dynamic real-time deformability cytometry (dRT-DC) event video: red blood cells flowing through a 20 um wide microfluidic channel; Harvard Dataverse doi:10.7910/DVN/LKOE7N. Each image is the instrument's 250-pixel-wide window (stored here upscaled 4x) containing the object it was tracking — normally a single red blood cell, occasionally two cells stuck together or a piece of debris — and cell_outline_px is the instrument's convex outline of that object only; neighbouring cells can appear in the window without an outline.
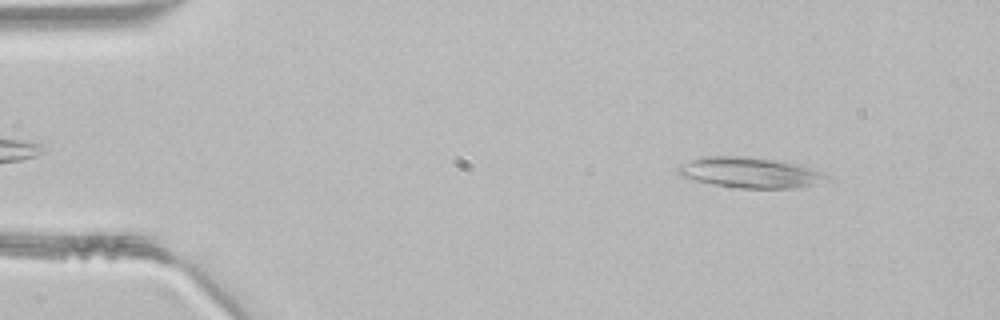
{"species": "common noctule bat (a hibernating species)", "species_latin": "Nyctalus noctula", "temperature_condition": "room temperature", "stored_images_in_passage": 46, "camera_frame_rate_fps": 3000, "um_per_image_px": 0.085, "animal": {"sex": "male", "body_mass_g": 21.5, "forearm_length_mm": 52.0}, "frame": {"image": 1, "passage_image": 5, "time_ms": 1.333, "image_size_px": [1000, 320], "cell_outline_px": [[828, 176], [812, 184], [800, 188], [740, 188], [712, 184], [680, 176], [676, 172], [676, 168], [680, 164], [704, 156], [748, 156], [776, 160], [812, 168], [824, 172]], "centroid_in_image_um": [63.67, 14.66], "position_along_channel_um": 21.3, "area_um2": 26.18}}
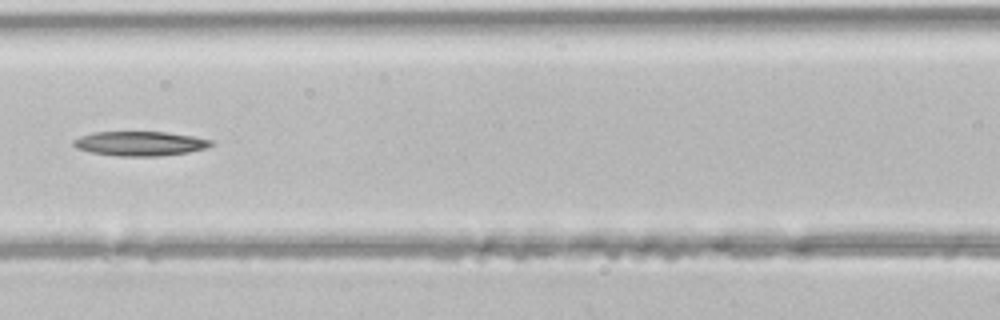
{"frame": {"image": 2, "passage_image": 20, "time_ms": 6.333, "image_size_px": [1000, 320], "cell_outline_px": [[216, 144], [204, 148], [188, 152], [156, 156], [120, 156], [92, 152], [76, 148], [72, 144], [72, 140], [80, 136], [92, 132], [168, 132], [216, 140]], "centroid_in_image_um": [11.92, 12.19], "position_along_channel_um": 154.7, "area_um2": 19.65}}
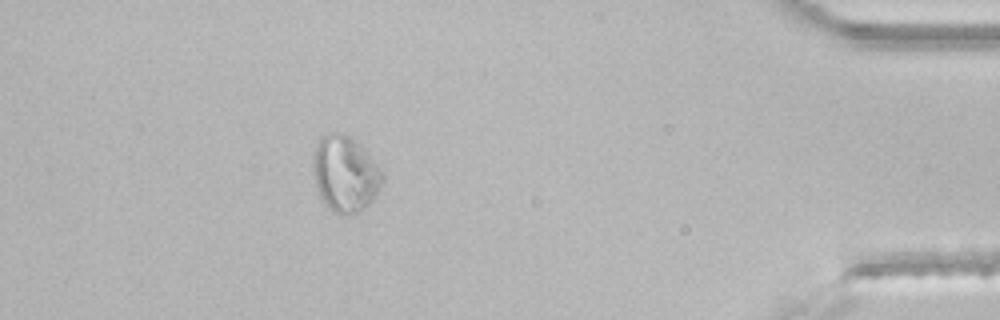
{"frame": {"image": 3, "passage_image": 41, "time_ms": 13.333, "image_size_px": [1000, 320], "cell_outline_px": [[384, 180], [372, 200], [364, 208], [356, 212], [344, 216], [340, 216], [320, 196], [312, 176], [312, 156], [320, 140], [324, 136], [332, 132], [336, 132], [348, 136], [364, 148], [368, 152], [384, 172]], "centroid_in_image_um": [29.35, 14.77], "position_along_channel_um": 405.9, "area_um2": 30.52}}